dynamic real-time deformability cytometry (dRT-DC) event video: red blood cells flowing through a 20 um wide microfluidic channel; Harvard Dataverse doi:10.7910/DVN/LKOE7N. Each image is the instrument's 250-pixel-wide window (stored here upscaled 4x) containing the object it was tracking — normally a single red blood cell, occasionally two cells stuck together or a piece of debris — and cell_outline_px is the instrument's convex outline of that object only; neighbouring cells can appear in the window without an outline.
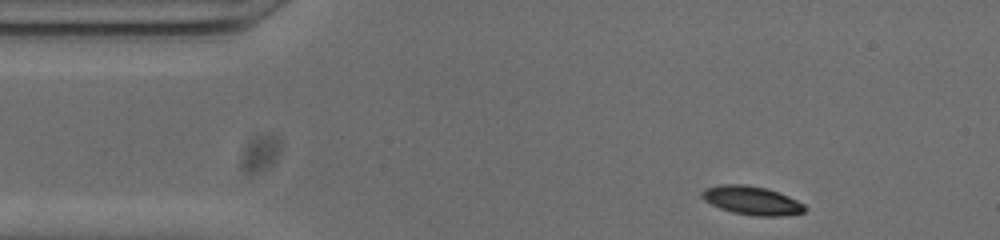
{"species": "common noctule bat (a hibernating species)", "species_latin": "Nyctalus noctula", "temperature_condition": "cold", "stored_images_in_passage": 47, "camera_frame_rate_fps": 3000, "um_per_image_px": 0.085, "animal": {"sex": "male", "body_mass_g": 20.0, "forearm_length_mm": 53.3}, "frame": {"image": 1, "passage_image": 1, "time_ms": 0.0, "image_size_px": [1000, 240], "cell_outline_px": [[808, 208], [804, 212], [780, 216], [756, 216], [732, 212], [720, 208], [704, 200], [700, 196], [700, 192], [704, 188], [720, 184], [744, 184], [768, 188], [788, 196], [804, 204]], "centroid_in_image_um": [63.89, 17.03], "position_along_channel_um": 21.1, "area_um2": 17.28}}
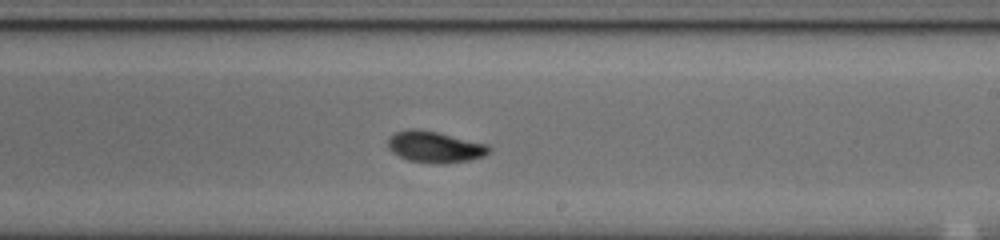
{"frame": {"image": 2, "passage_image": 24, "time_ms": 7.667, "image_size_px": [1000, 240], "cell_outline_px": [[492, 148], [484, 156], [468, 160], [408, 160], [392, 152], [388, 148], [388, 136], [396, 132], [408, 128], [416, 128], [436, 132], [488, 144]], "centroid_in_image_um": [36.92, 12.41], "position_along_channel_um": 252.1, "area_um2": 17.51}}
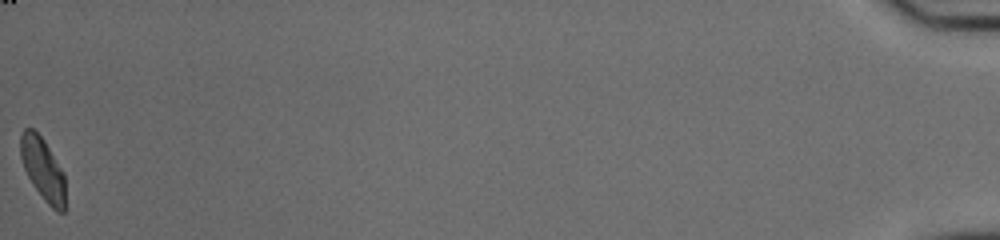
{"frame": {"image": 3, "passage_image": 47, "time_ms": 15.333, "image_size_px": [1000, 240], "cell_outline_px": [[64, 212], [56, 212], [44, 200], [32, 184], [24, 168], [20, 156], [20, 136], [24, 128], [32, 128], [44, 140], [64, 172]], "centroid_in_image_um": [3.63, 14.36], "position_along_channel_um": 431.6, "area_um2": 16.24}, "authors_computed_cell_mechanics": {"area_um2": 17.2822, "velocity_mm_per_s": 3.8231, "shape_relaxation_time_tau1_ms": 2.1, "shape_relaxation_time_tau2_ms": 4.4234, "deformation_change_tau1": 0.115, "deformation_change_tau2": 0.0744}}